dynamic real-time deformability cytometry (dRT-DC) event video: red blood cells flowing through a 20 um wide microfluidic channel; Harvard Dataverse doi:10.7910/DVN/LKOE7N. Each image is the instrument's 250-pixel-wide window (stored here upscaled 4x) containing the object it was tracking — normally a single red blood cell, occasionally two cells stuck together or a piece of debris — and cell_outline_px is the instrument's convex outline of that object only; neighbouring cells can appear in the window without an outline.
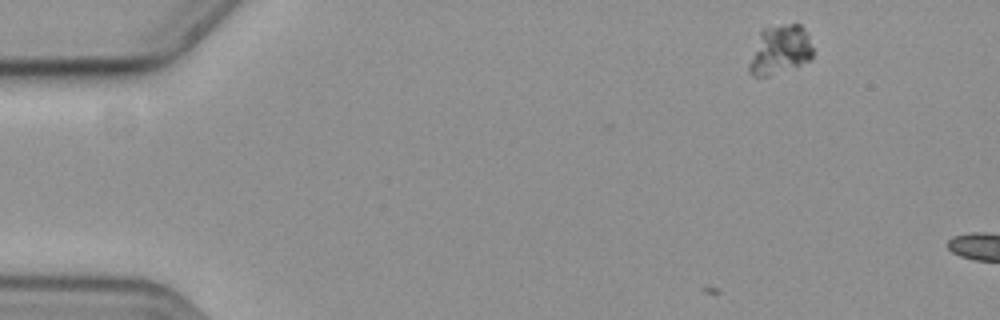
{"species": "common noctule bat (a hibernating species)", "species_latin": "Nyctalus noctula", "temperature_condition": "cold", "stored_images_in_passage": 3, "camera_frame_rate_fps": 3000, "um_per_image_px": 0.085, "animal": {"sex": "female", "body_mass_g": 19.3, "forearm_length_mm": 54.1}, "frame": {"image": 1, "passage_image": 3, "time_ms": 0.667, "image_size_px": [1000, 320], "cell_outline_px": [[812, 60], [768, 76], [752, 76], [748, 72], [748, 64], [760, 28], [788, 24], [800, 24], [804, 28], [808, 36], [812, 48]], "centroid_in_image_um": [66.26, 4.23], "position_along_channel_um": 18.7, "area_um2": 18.32}}